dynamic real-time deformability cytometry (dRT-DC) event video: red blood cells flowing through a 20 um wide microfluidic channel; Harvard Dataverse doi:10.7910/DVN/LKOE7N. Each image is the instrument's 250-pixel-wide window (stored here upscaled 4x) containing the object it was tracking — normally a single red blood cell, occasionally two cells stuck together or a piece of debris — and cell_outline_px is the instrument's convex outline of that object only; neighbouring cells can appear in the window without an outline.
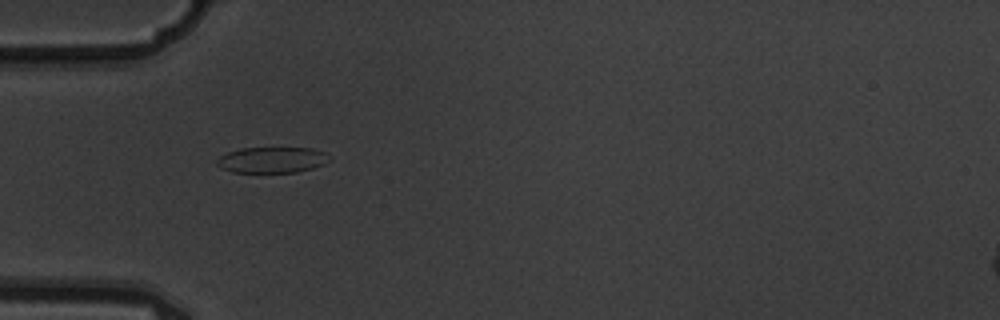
{"species": "common noctule bat (a hibernating species)", "species_latin": "Nyctalus noctula", "temperature_condition": "warm", "stored_images_in_passage": 6, "camera_frame_rate_fps": 3000, "um_per_image_px": 0.085, "animal": {"sex": "male", "body_mass_g": 19.5, "forearm_length_mm": 54.6}, "frame": {"image": 1, "passage_image": 5, "time_ms": 1.333, "image_size_px": [1000, 320], "cell_outline_px": [[332, 160], [324, 164], [312, 168], [296, 172], [232, 172], [216, 164], [216, 160], [220, 156], [228, 152], [240, 148], [312, 148], [324, 152], [332, 156]], "centroid_in_image_um": [23.17, 13.58], "position_along_channel_um": 61.8, "area_um2": 16.99}}